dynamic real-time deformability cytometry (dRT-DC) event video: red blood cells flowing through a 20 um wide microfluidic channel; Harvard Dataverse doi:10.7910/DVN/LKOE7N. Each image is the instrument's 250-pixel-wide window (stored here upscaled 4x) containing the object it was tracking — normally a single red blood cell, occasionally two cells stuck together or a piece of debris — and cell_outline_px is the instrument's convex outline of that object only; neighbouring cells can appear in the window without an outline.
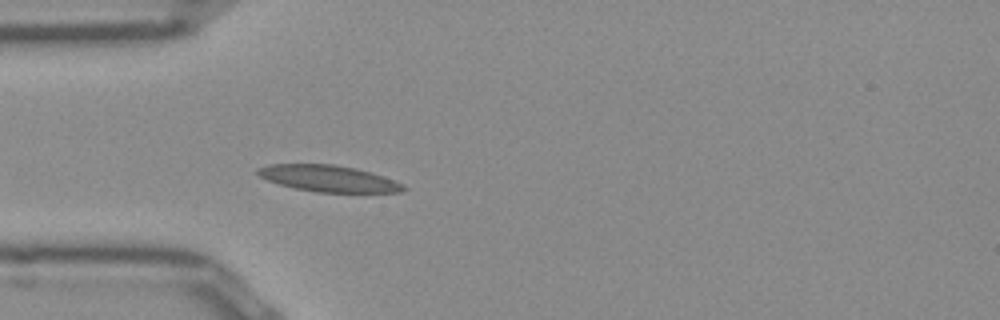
{"species": "Egyptian fruit bat (a non-hibernating species)", "species_latin": "Rousettus aegyptiacus", "temperature_condition": "room temperature", "stored_images_in_passage": 43, "camera_frame_rate_fps": 3000, "um_per_image_px": 0.085, "frame": {"image": 1, "passage_image": 6, "time_ms": 1.667, "image_size_px": [1000, 320], "cell_outline_px": [[408, 188], [400, 192], [316, 192], [296, 188], [280, 184], [268, 180], [260, 176], [256, 172], [256, 168], [268, 164], [332, 164], [356, 168], [404, 184]], "centroid_in_image_um": [27.89, 15.17], "position_along_channel_um": 57.1, "area_um2": 22.14}}
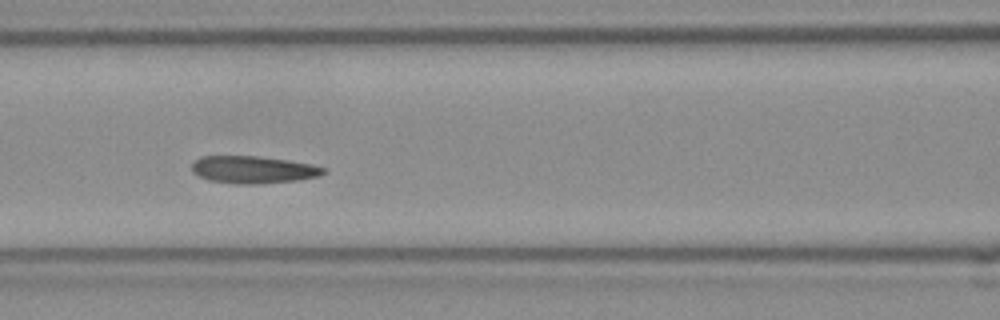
{"frame": {"image": 2, "passage_image": 13, "time_ms": 4.0, "image_size_px": [1000, 320], "cell_outline_px": [[328, 172], [320, 176], [300, 180], [260, 184], [232, 184], [208, 180], [192, 172], [192, 164], [200, 156], [256, 156], [288, 160], [312, 164], [324, 168]], "centroid_in_image_um": [21.55, 14.43], "position_along_channel_um": 145.1, "area_um2": 21.21}}
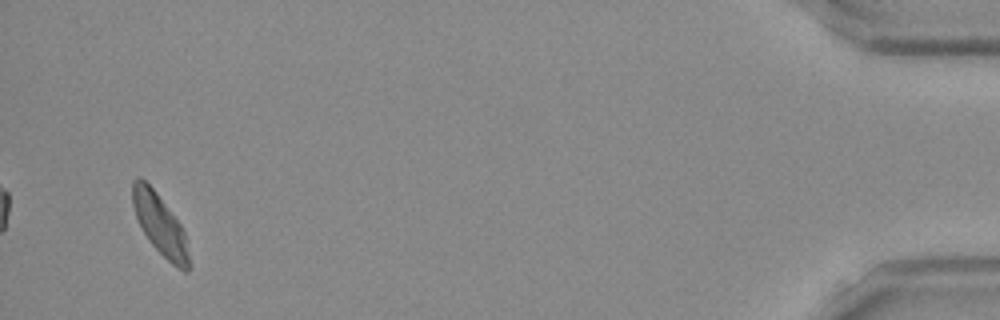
{"frame": {"image": 3, "passage_image": 41, "time_ms": 13.333, "image_size_px": [1000, 320], "cell_outline_px": [[192, 268], [188, 272], [184, 272], [176, 268], [152, 244], [144, 232], [136, 216], [132, 204], [132, 180], [136, 176], [140, 176], [156, 192], [180, 224], [188, 240]], "centroid_in_image_um": [13.65, 19.14], "position_along_channel_um": 421.5, "area_um2": 20.11}, "authors_computed_cell_mechanics": {"area_um2": 20.9236, "velocity_mm_per_s": 3.8778, "shape_relaxation_time_tau1_ms": 3.0738, "shape_relaxation_time_tau2_ms": 2.027, "deformation_change_tau1": 0.1101, "deformation_change_tau2": 0.0933}}